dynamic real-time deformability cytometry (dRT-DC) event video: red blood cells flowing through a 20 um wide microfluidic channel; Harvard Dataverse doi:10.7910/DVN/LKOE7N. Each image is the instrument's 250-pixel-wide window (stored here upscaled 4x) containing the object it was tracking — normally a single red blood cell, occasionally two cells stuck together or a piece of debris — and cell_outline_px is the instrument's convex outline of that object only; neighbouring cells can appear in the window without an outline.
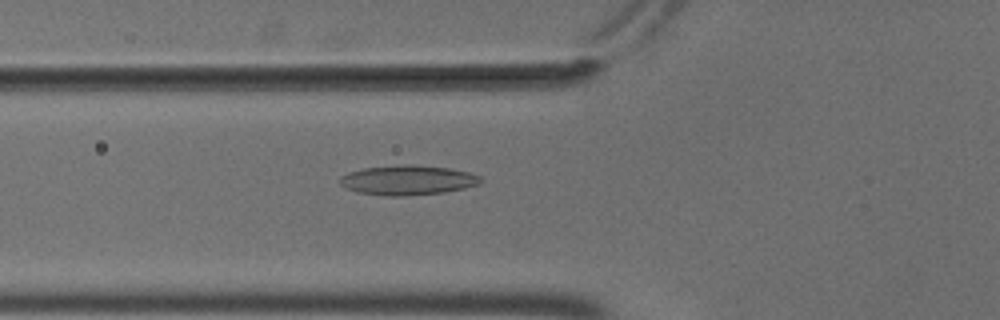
{"species": "common noctule bat (a hibernating species)", "species_latin": "Nyctalus noctula", "temperature_condition": "cold", "stored_images_in_passage": 55, "camera_frame_rate_fps": 3000, "um_per_image_px": 0.085, "animal": {"sex": "male", "body_mass_g": 18.8}, "frame": {"image": 1, "passage_image": 21, "time_ms": 6.667, "image_size_px": [1000, 320], "cell_outline_px": [[484, 180], [480, 184], [464, 188], [444, 192], [404, 196], [384, 196], [356, 192], [344, 188], [340, 184], [340, 176], [348, 172], [364, 168], [408, 164], [412, 164], [448, 168], [468, 172], [480, 176]], "centroid_in_image_um": [34.64, 15.32], "position_along_channel_um": 91.2, "area_um2": 24.51}}
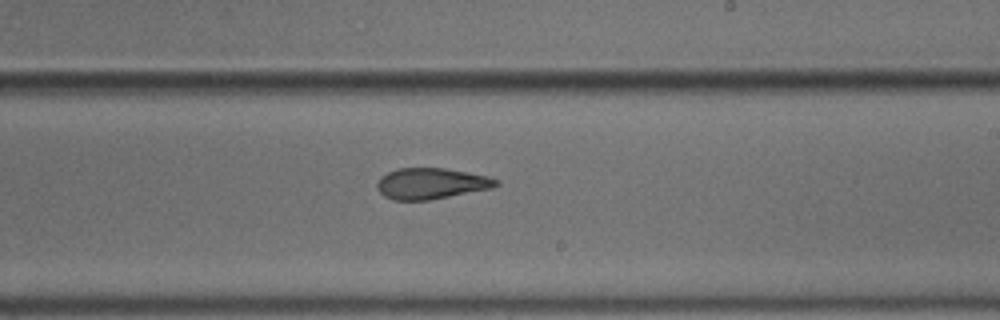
{"frame": {"image": 2, "passage_image": 34, "time_ms": 11.0, "image_size_px": [1000, 320], "cell_outline_px": [[500, 184], [492, 188], [428, 200], [392, 200], [384, 196], [376, 188], [376, 184], [380, 176], [396, 168], [444, 168], [468, 172], [488, 176], [496, 180]], "centroid_in_image_um": [36.6, 15.59], "position_along_channel_um": 252.4, "area_um2": 21.5}}
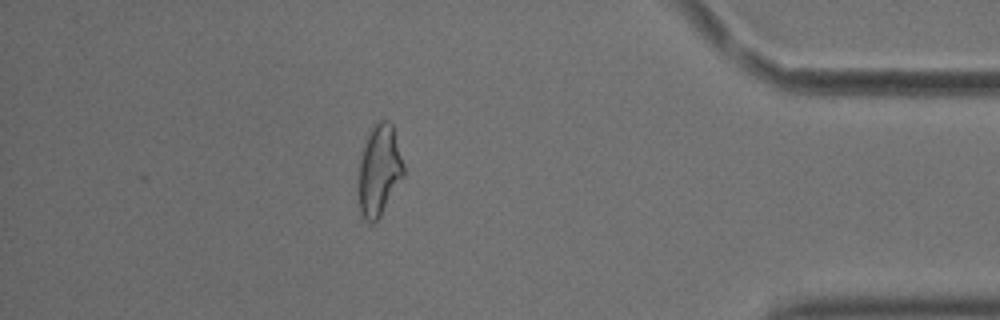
{"frame": {"image": 3, "passage_image": 49, "time_ms": 16.0, "image_size_px": [1000, 320], "cell_outline_px": [[404, 176], [380, 216], [372, 224], [368, 224], [360, 212], [360, 160], [364, 140], [372, 128], [380, 120], [388, 120], [392, 124], [404, 164]], "centroid_in_image_um": [32.25, 14.47], "position_along_channel_um": 402.9, "area_um2": 23.58}, "authors_computed_cell_mechanics": {"area_um2": 23.5246, "velocity_mm_per_s": 3.704, "shape_relaxation_time_tau1_ms": null, "shape_relaxation_time_tau2_ms": 3.5637, "deformation_change_tau1": null, "deformation_change_tau2": 0.1285}}